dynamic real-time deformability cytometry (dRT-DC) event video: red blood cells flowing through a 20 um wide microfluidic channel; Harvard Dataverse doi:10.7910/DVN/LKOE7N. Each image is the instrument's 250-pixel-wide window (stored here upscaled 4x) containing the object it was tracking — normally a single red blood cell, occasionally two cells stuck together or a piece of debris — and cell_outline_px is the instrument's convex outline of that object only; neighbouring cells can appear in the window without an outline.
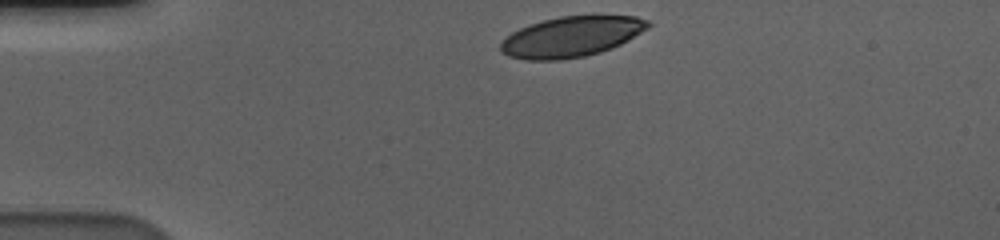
{"species": "human", "species_latin": "Homo sapiens", "temperature_condition": "cold", "stored_images_in_passage": 36, "camera_frame_rate_fps": 3000, "um_per_image_px": 0.085, "donor": {"sex": "male"}, "frame": {"image": 1, "passage_image": 1, "time_ms": 0.0, "image_size_px": [1000, 240], "cell_outline_px": [[652, 24], [648, 28], [628, 40], [612, 48], [600, 52], [584, 56], [560, 60], [528, 60], [508, 56], [500, 52], [500, 44], [512, 32], [528, 24], [560, 16], [636, 16], [648, 20]], "centroid_in_image_um": [48.56, 3.12], "position_along_channel_um": 36.4, "area_um2": 34.62}}
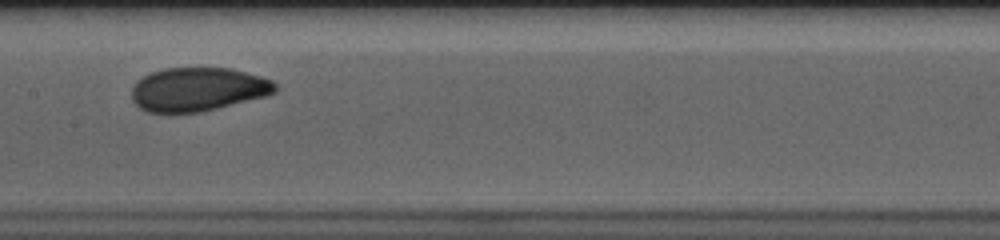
{"frame": {"image": 2, "passage_image": 18, "time_ms": 5.667, "image_size_px": [1000, 240], "cell_outline_px": [[276, 92], [264, 96], [200, 112], [148, 112], [140, 108], [132, 100], [132, 88], [136, 80], [152, 72], [164, 68], [232, 68], [260, 76], [272, 80], [276, 84]], "centroid_in_image_um": [16.8, 7.58], "position_along_channel_um": 190.6, "area_um2": 36.3}}
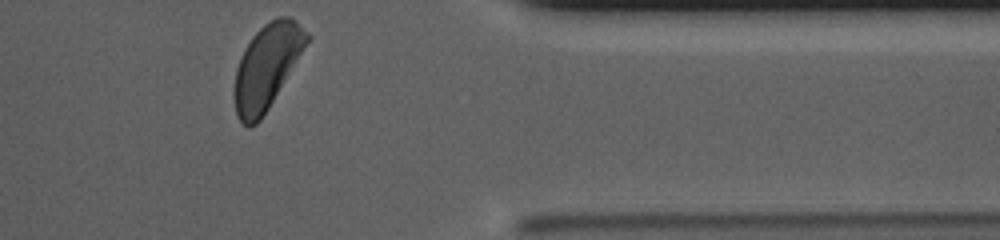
{"frame": {"image": 3, "passage_image": 36, "time_ms": 11.667, "image_size_px": [1000, 240], "cell_outline_px": [[312, 40], [268, 108], [260, 120], [256, 124], [248, 128], [236, 116], [236, 68], [244, 48], [252, 36], [264, 24], [276, 16], [288, 16], [308, 32], [312, 36]], "centroid_in_image_um": [22.74, 5.62], "position_along_channel_um": 388.7, "area_um2": 35.55}, "authors_computed_cell_mechanics": {"area_um2": 36.1828, "velocity_mm_per_s": 3.5577, "shape_relaxation_time_tau1_ms": 2.6958, "shape_relaxation_time_tau2_ms": 1.4831, "deformation_change_tau1": 0.1272, "deformation_change_tau2": 0.0583}}